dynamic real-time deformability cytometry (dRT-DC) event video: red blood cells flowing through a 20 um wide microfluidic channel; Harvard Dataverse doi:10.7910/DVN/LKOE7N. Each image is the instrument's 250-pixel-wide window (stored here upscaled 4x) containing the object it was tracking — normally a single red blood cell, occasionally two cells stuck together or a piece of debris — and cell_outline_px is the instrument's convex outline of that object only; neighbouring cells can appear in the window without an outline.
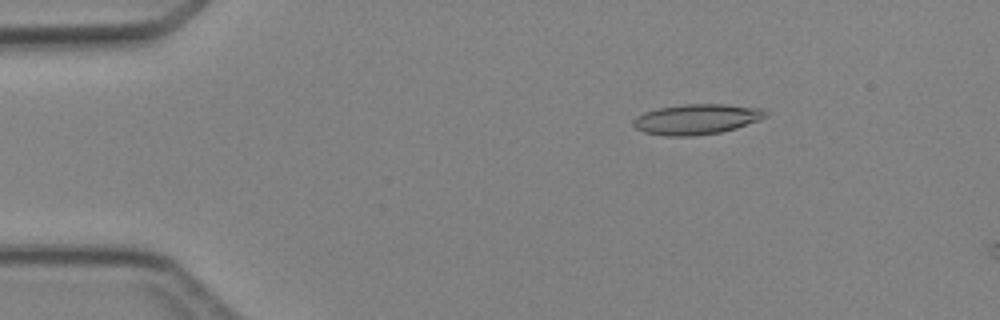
{"species": "Egyptian fruit bat (a non-hibernating species)", "species_latin": "Rousettus aegyptiacus", "temperature_condition": "cold", "stored_images_in_passage": 4, "camera_frame_rate_fps": 3000, "um_per_image_px": 0.085, "animal": {"sex": "female"}, "frame": {"image": 1, "passage_image": 3, "time_ms": 2.333, "image_size_px": [1000, 320], "cell_outline_px": [[768, 116], [760, 120], [736, 128], [720, 132], [692, 136], [664, 136], [644, 132], [636, 128], [632, 124], [632, 120], [636, 116], [644, 112], [656, 108], [684, 104], [724, 104], [764, 108], [768, 112]], "centroid_in_image_um": [59.22, 10.12], "position_along_channel_um": 25.8, "area_um2": 23.64}}